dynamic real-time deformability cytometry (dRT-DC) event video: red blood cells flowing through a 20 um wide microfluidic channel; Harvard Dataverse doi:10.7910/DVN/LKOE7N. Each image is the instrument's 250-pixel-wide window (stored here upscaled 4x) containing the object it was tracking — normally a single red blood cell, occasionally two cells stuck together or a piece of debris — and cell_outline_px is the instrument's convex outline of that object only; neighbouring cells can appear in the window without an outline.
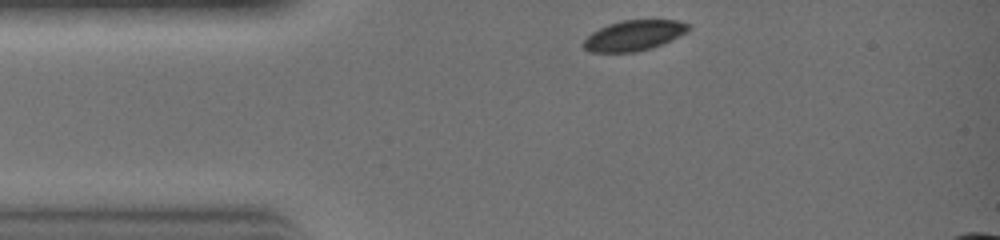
{"species": "common noctule bat (a hibernating species)", "species_latin": "Nyctalus noctula", "temperature_condition": "warm", "stored_images_in_passage": 22, "camera_frame_rate_fps": 3000, "um_per_image_px": 0.085, "animal": {"sex": "female", "body_mass_g": 19.0, "forearm_length_mm": 51.5}, "frame": {"image": 1, "passage_image": 1, "time_ms": 0.0, "image_size_px": [1000, 240], "cell_outline_px": [[692, 28], [688, 32], [672, 40], [652, 48], [636, 52], [588, 52], [580, 44], [592, 32], [608, 24], [624, 20], [680, 20], [688, 24]], "centroid_in_image_um": [53.9, 3.02], "position_along_channel_um": 31.1, "area_um2": 18.79}}
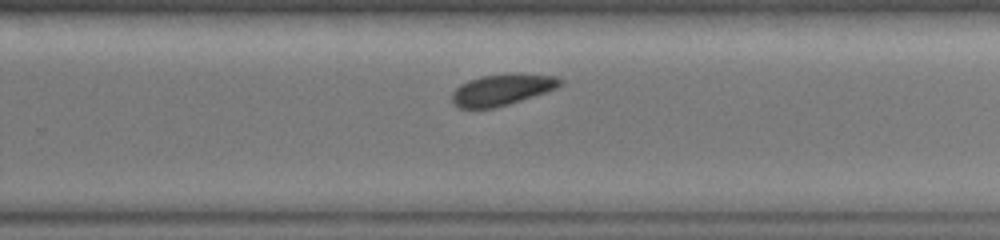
{"frame": {"image": 2, "passage_image": 15, "time_ms": 4.667, "image_size_px": [1000, 240], "cell_outline_px": [[564, 84], [548, 92], [508, 104], [492, 108], [460, 108], [452, 104], [452, 92], [460, 84], [468, 80], [480, 76], [508, 72], [516, 72], [560, 76], [564, 80]], "centroid_in_image_um": [42.73, 7.58], "position_along_channel_um": 287.1, "area_um2": 20.35}}
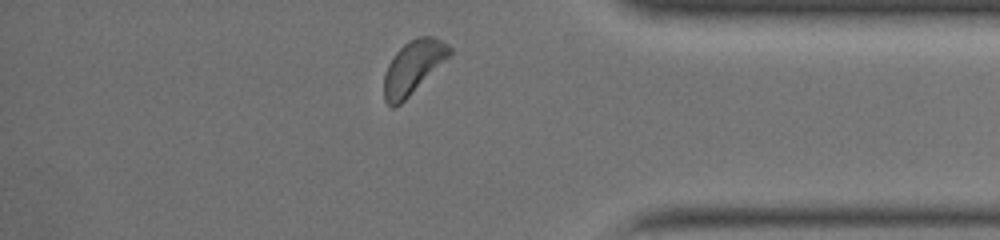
{"frame": {"image": 3, "passage_image": 21, "time_ms": 6.667, "image_size_px": [1000, 240], "cell_outline_px": [[452, 56], [400, 104], [392, 108], [384, 100], [384, 76], [388, 64], [396, 52], [404, 44], [416, 36], [432, 36], [448, 44], [452, 48]], "centroid_in_image_um": [35.15, 5.7], "position_along_channel_um": 400.1, "area_um2": 20.46}}